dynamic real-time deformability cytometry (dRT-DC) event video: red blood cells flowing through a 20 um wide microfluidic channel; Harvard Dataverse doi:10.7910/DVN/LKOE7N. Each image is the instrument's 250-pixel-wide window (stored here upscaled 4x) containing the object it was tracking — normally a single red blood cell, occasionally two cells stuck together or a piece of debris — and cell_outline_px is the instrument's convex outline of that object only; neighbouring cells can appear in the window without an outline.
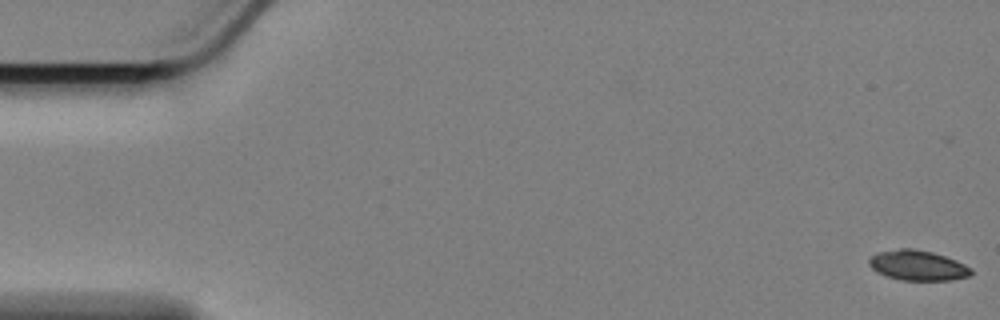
{"species": "Egyptian fruit bat (a non-hibernating species)", "species_latin": "Rousettus aegyptiacus", "temperature_condition": "cold", "stored_images_in_passage": 14, "camera_frame_rate_fps": 3000, "um_per_image_px": 0.085, "animal": {"sex": "female"}, "frame": {"image": 1, "passage_image": 1, "time_ms": 0.0, "image_size_px": [1000, 320], "cell_outline_px": [[972, 276], [952, 280], [904, 280], [888, 276], [872, 268], [868, 264], [868, 260], [876, 252], [900, 248], [916, 248], [932, 252], [956, 260], [972, 268]], "centroid_in_image_um": [78.04, 22.55], "position_along_channel_um": 7.0, "area_um2": 17.92}}
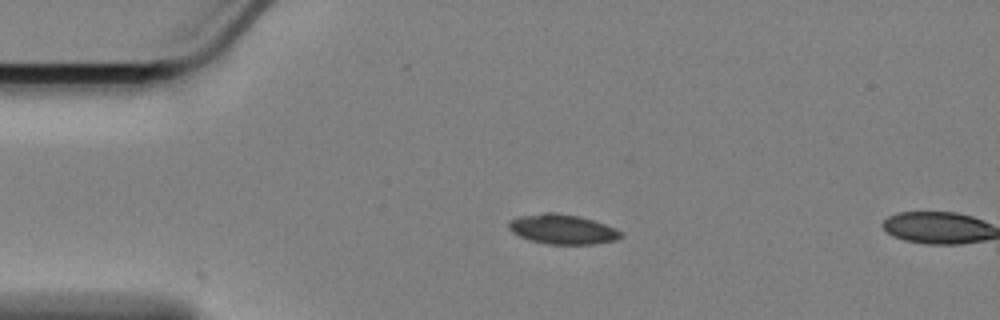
{"frame": {"image": 2, "passage_image": 13, "time_ms": 4.0, "image_size_px": [1000, 320], "cell_outline_px": [[624, 236], [616, 240], [592, 244], [548, 244], [528, 240], [512, 232], [508, 228], [508, 224], [516, 216], [544, 212], [556, 212], [580, 216], [616, 228]], "centroid_in_image_um": [47.79, 19.48], "position_along_channel_um": 37.2, "area_um2": 19.54}}